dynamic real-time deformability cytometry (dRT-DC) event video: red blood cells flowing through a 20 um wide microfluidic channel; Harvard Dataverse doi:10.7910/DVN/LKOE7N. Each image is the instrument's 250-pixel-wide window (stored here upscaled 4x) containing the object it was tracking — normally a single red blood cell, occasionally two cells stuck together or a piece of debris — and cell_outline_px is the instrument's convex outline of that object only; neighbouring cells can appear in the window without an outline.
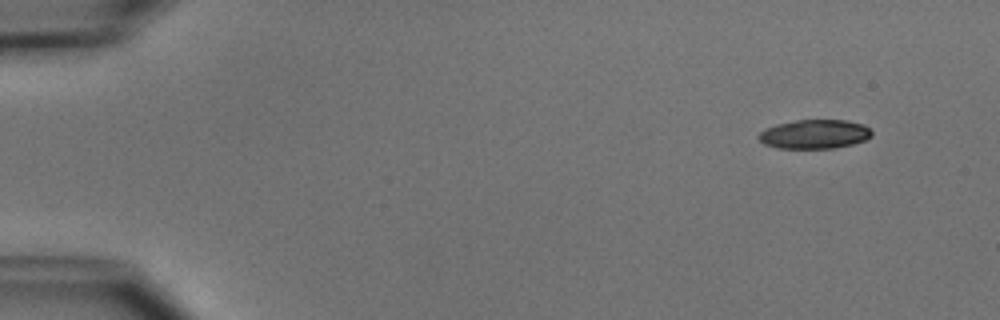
{"species": "common noctule bat (a hibernating species)", "species_latin": "Nyctalus noctula", "temperature_condition": "cold", "stored_images_in_passage": 3, "camera_frame_rate_fps": 3000, "um_per_image_px": 0.085, "animal": {"sex": "male", "body_mass_g": 15.6}, "frame": {"image": 1, "passage_image": 1, "time_ms": 0.0, "image_size_px": [1000, 320], "cell_outline_px": [[872, 136], [864, 140], [852, 144], [836, 148], [776, 148], [764, 144], [756, 136], [764, 128], [776, 124], [796, 120], [844, 120], [864, 124], [872, 132]], "centroid_in_image_um": [69.2, 11.4], "position_along_channel_um": 15.8, "area_um2": 19.25}}
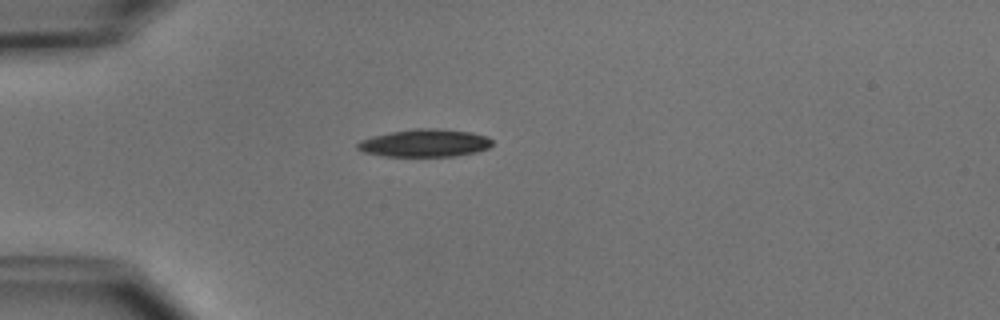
{"frame": {"image": 2, "passage_image": 3, "time_ms": 3.333, "image_size_px": [1000, 320], "cell_outline_px": [[492, 144], [488, 148], [476, 152], [452, 156], [380, 156], [364, 152], [356, 148], [356, 144], [360, 140], [372, 136], [392, 132], [416, 128], [440, 128], [472, 132], [488, 136], [492, 140]], "centroid_in_image_um": [36.11, 12.15], "position_along_channel_um": 48.9, "area_um2": 21.85}}